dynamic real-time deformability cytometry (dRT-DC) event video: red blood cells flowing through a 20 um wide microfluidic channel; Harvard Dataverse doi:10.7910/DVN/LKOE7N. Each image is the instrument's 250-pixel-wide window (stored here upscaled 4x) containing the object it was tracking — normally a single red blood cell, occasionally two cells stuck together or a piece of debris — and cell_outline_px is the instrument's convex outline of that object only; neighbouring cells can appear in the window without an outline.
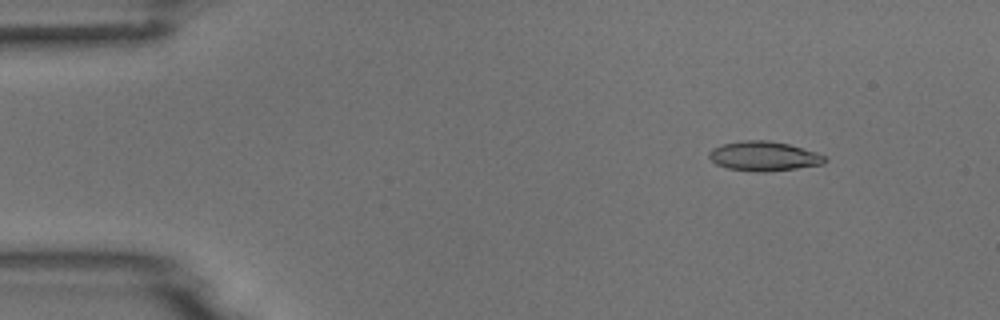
{"species": "common noctule bat (a hibernating species)", "species_latin": "Nyctalus noctula", "temperature_condition": "room temperature", "stored_images_in_passage": 6, "camera_frame_rate_fps": 3000, "um_per_image_px": 0.085, "animal": {"sex": "male", "body_mass_g": 18.8}, "frame": {"image": 1, "passage_image": 2, "time_ms": 1.0, "image_size_px": [1000, 320], "cell_outline_px": [[828, 160], [824, 164], [796, 168], [764, 172], [756, 172], [728, 168], [716, 164], [708, 156], [708, 152], [712, 148], [720, 144], [740, 140], [768, 140], [788, 144], [816, 152], [824, 156]], "centroid_in_image_um": [64.9, 13.26], "position_along_channel_um": 20.1, "area_um2": 20.0}}
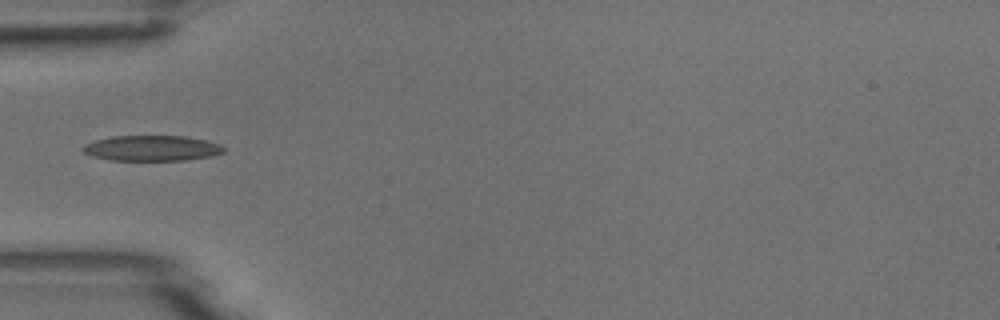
{"frame": {"image": 2, "passage_image": 5, "time_ms": 4.667, "image_size_px": [1000, 320], "cell_outline_px": [[224, 152], [212, 156], [188, 160], [108, 160], [92, 156], [84, 152], [80, 148], [84, 144], [96, 140], [112, 136], [184, 136], [204, 140], [220, 144], [224, 148]], "centroid_in_image_um": [12.89, 12.6], "position_along_channel_um": 72.1, "area_um2": 20.92}}